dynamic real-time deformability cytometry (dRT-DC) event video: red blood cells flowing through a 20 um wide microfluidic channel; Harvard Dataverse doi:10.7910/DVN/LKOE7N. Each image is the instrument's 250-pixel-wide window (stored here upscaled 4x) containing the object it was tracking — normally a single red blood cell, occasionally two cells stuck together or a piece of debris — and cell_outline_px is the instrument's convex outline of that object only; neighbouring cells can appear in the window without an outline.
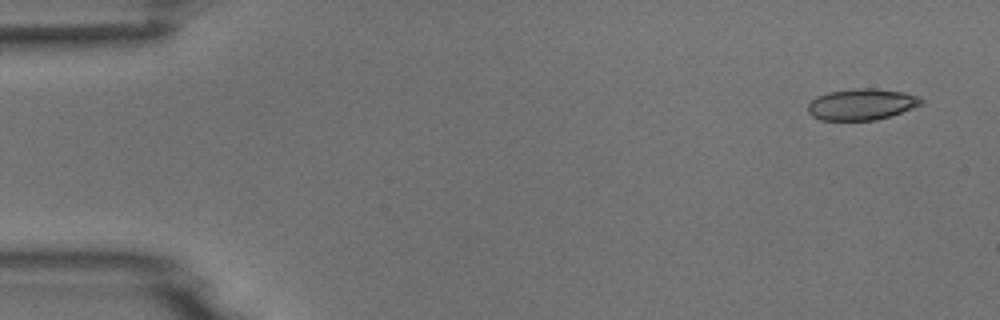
{"species": "common noctule bat (a hibernating species)", "species_latin": "Nyctalus noctula", "temperature_condition": "room temperature", "stored_images_in_passage": 4, "camera_frame_rate_fps": 3000, "um_per_image_px": 0.085, "animal": {"sex": "male", "body_mass_g": 18.8}, "frame": {"image": 1, "passage_image": 1, "time_ms": 0.0, "image_size_px": [1000, 320], "cell_outline_px": [[924, 104], [892, 116], [876, 120], [820, 120], [812, 116], [808, 112], [808, 104], [816, 96], [828, 92], [852, 88], [876, 88], [904, 92], [920, 96], [924, 100]], "centroid_in_image_um": [73.28, 8.86], "position_along_channel_um": 11.7, "area_um2": 21.04}}
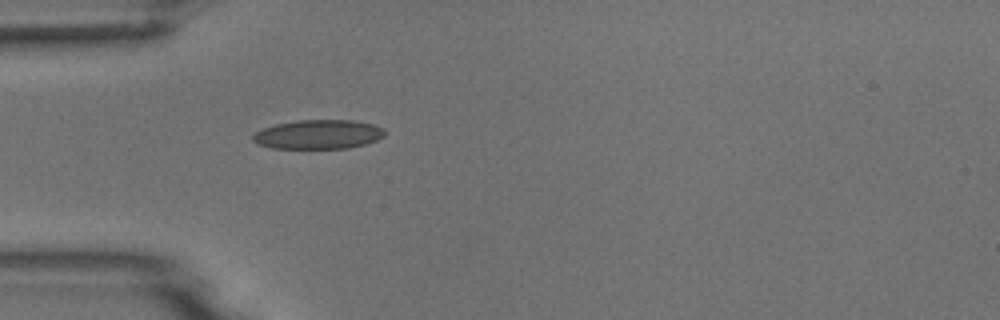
{"frame": {"image": 2, "passage_image": 4, "time_ms": 4.333, "image_size_px": [1000, 320], "cell_outline_px": [[384, 136], [376, 140], [364, 144], [348, 148], [272, 148], [256, 144], [252, 140], [252, 136], [256, 132], [264, 128], [276, 124], [296, 120], [352, 120], [372, 124], [384, 128]], "centroid_in_image_um": [27.04, 11.42], "position_along_channel_um": 58.0, "area_um2": 22.37}}